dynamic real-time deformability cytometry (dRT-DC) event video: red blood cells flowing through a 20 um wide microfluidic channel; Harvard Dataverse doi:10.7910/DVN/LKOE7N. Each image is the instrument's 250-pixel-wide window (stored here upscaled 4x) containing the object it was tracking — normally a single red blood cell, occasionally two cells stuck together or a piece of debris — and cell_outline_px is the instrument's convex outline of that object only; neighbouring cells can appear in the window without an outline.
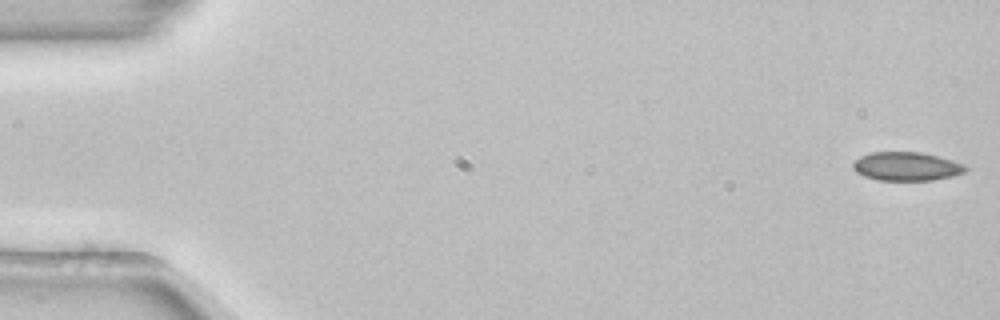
{"species": "common noctule bat (a hibernating species)", "species_latin": "Nyctalus noctula", "temperature_condition": "room temperature", "stored_images_in_passage": 53, "camera_frame_rate_fps": 3000, "um_per_image_px": 0.085, "animal": {"sex": "female", "body_mass_g": 22.7, "forearm_length_mm": 54.2}, "frame": {"image": 1, "passage_image": 1, "time_ms": 0.0, "image_size_px": [1000, 320], "cell_outline_px": [[968, 168], [964, 172], [952, 176], [932, 180], [876, 180], [864, 176], [856, 172], [852, 168], [852, 164], [860, 156], [872, 152], [920, 152], [952, 160], [964, 164]], "centroid_in_image_um": [77.03, 14.14], "position_along_channel_um": 8.0, "area_um2": 18.73}}
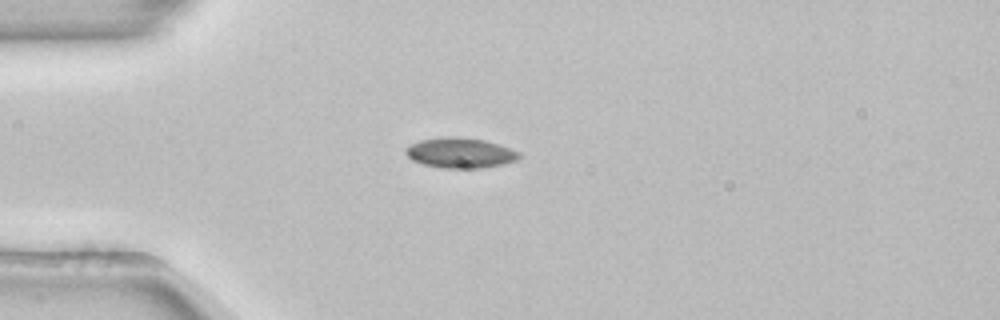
{"frame": {"image": 2, "passage_image": 14, "time_ms": 4.333, "image_size_px": [1000, 320], "cell_outline_px": [[524, 156], [516, 160], [500, 164], [480, 168], [440, 168], [424, 164], [412, 160], [404, 152], [404, 148], [408, 144], [420, 140], [444, 136], [460, 136], [484, 140], [520, 152]], "centroid_in_image_um": [39.07, 12.98], "position_along_channel_um": 45.9, "area_um2": 20.11}}
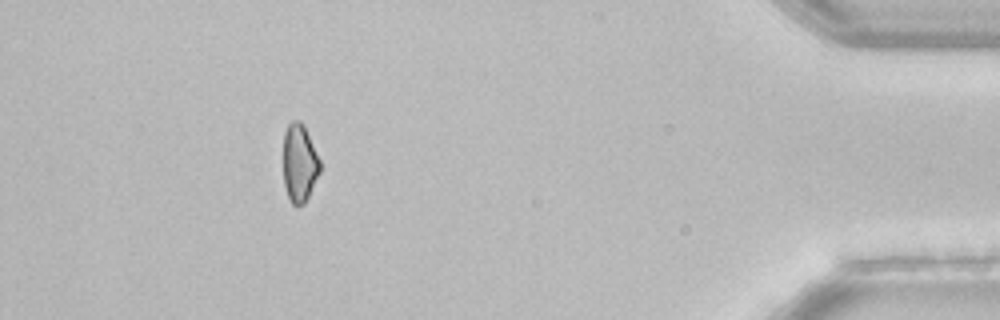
{"frame": {"image": 3, "passage_image": 48, "time_ms": 15.667, "image_size_px": [1000, 320], "cell_outline_px": [[320, 172], [304, 204], [296, 208], [292, 204], [288, 196], [284, 184], [284, 132], [288, 124], [292, 120], [300, 120], [304, 124], [320, 160]], "centroid_in_image_um": [25.45, 13.86], "position_along_channel_um": 409.7, "area_um2": 16.76}, "authors_computed_cell_mechanics": {"area_um2": 19.0162, "velocity_mm_per_s": 3.8949, "shape_relaxation_time_tau1_ms": 7.3937, "shape_relaxation_time_tau2_ms": null, "deformation_change_tau1": 0.0679, "deformation_change_tau2": null}}